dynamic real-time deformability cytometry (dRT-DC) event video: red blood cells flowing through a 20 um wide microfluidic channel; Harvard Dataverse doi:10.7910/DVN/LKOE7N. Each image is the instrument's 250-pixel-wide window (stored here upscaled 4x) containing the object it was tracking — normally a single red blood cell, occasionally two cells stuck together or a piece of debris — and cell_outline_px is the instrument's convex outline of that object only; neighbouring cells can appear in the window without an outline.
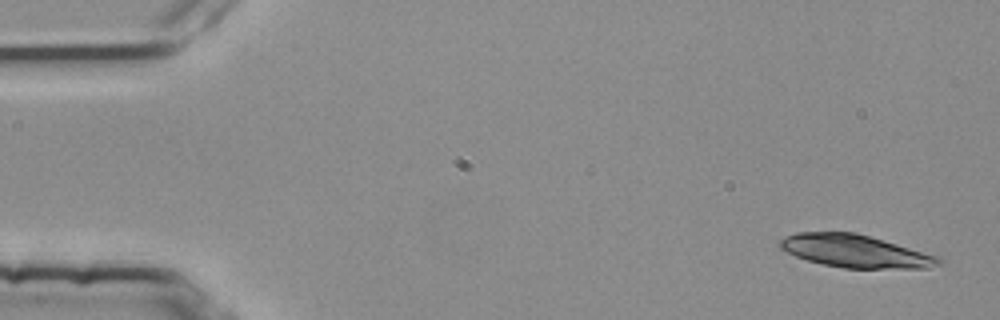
{"species": "common noctule bat (a hibernating species)", "species_latin": "Nyctalus noctula", "temperature_condition": "room temperature", "stored_images_in_passage": 4, "camera_frame_rate_fps": 3000, "um_per_image_px": 0.085, "animal": {"sex": "female", "body_mass_g": 25.1}, "frame": {"image": 1, "passage_image": 1, "time_ms": 0.0, "image_size_px": [1000, 320], "cell_outline_px": [[944, 264], [928, 268], [844, 268], [824, 264], [808, 260], [796, 256], [780, 248], [780, 240], [784, 236], [796, 232], [856, 232], [940, 256], [944, 260]], "centroid_in_image_um": [72.76, 21.34], "position_along_channel_um": 12.2, "area_um2": 30.35}}